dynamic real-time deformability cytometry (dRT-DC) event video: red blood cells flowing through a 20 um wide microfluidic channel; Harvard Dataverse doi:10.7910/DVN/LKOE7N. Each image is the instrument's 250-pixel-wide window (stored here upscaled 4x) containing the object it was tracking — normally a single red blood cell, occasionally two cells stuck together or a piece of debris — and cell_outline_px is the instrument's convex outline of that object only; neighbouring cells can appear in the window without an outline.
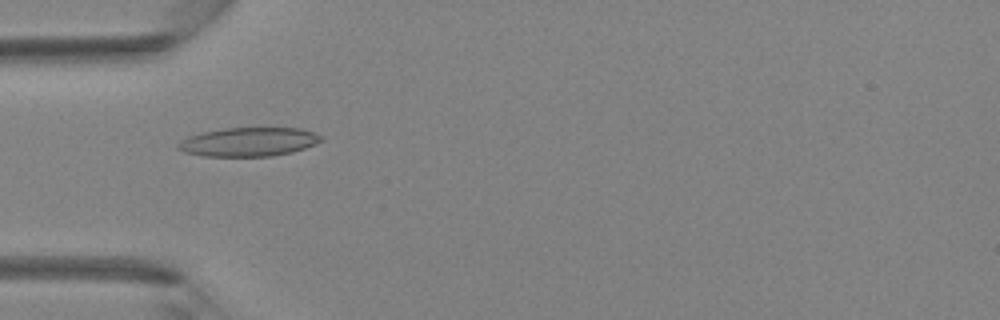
{"species": "Egyptian fruit bat (a non-hibernating species)", "species_latin": "Rousettus aegyptiacus", "temperature_condition": "room temperature", "stored_images_in_passage": 31, "camera_frame_rate_fps": 3000, "um_per_image_px": 0.085, "animal": {"sex": "female"}, "frame": {"image": 1, "passage_image": 2, "time_ms": 0.333, "image_size_px": [1000, 320], "cell_outline_px": [[324, 140], [316, 144], [292, 152], [272, 156], [204, 156], [184, 152], [176, 148], [176, 144], [180, 140], [188, 136], [204, 132], [224, 128], [300, 128], [324, 136]], "centroid_in_image_um": [21.14, 12.06], "position_along_channel_um": 63.9, "area_um2": 24.16}}
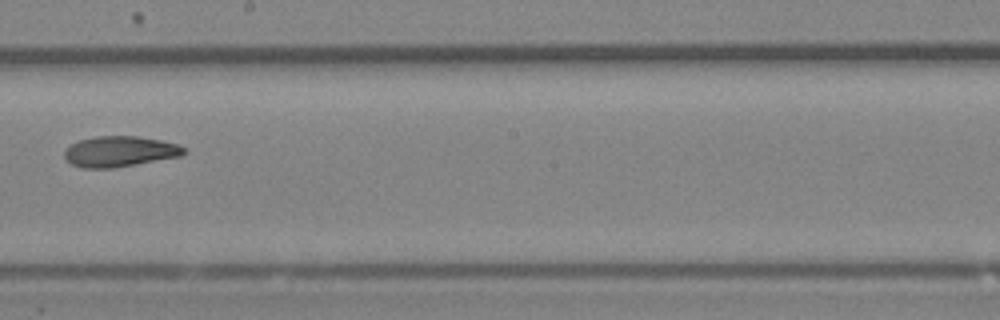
{"frame": {"image": 2, "passage_image": 13, "time_ms": 4.0, "image_size_px": [1000, 320], "cell_outline_px": [[184, 152], [180, 156], [112, 168], [80, 168], [72, 164], [64, 156], [64, 152], [72, 144], [80, 140], [96, 136], [136, 136], [160, 140], [176, 144], [184, 148]], "centroid_in_image_um": [10.14, 12.87], "position_along_channel_um": 238.1, "area_um2": 20.92}}
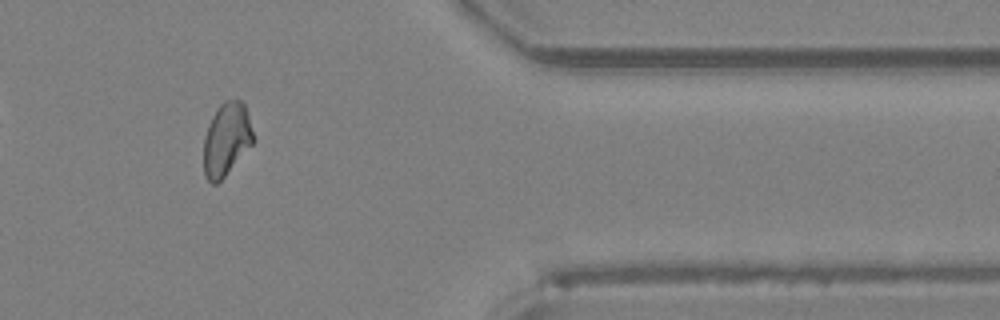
{"frame": {"image": 3, "passage_image": 24, "time_ms": 7.667, "image_size_px": [1000, 320], "cell_outline_px": [[252, 144], [224, 176], [216, 184], [212, 184], [204, 176], [204, 136], [208, 124], [212, 116], [220, 104], [224, 100], [240, 100], [244, 104], [248, 116], [252, 132]], "centroid_in_image_um": [19.21, 11.84], "position_along_channel_um": 392.2, "area_um2": 20.69}}